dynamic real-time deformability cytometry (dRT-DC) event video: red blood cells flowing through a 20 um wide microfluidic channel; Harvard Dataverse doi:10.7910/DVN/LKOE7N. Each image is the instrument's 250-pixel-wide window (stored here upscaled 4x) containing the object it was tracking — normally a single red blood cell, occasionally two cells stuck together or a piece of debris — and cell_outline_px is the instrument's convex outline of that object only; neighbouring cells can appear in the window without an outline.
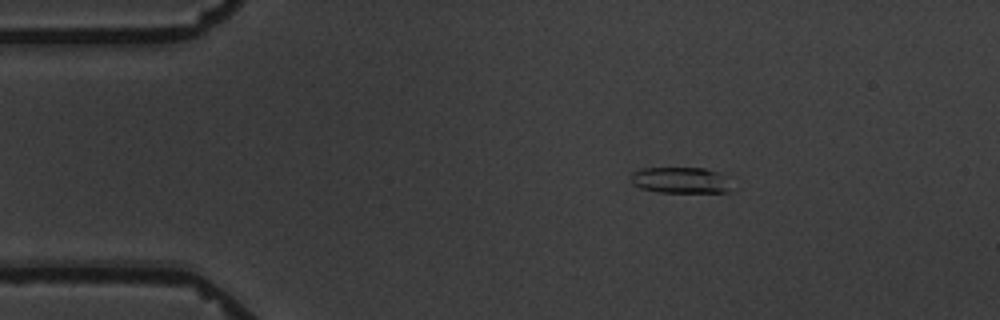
{"species": "common noctule bat (a hibernating species)", "species_latin": "Nyctalus noctula", "temperature_condition": "warm", "stored_images_in_passage": 3, "camera_frame_rate_fps": 3000, "um_per_image_px": 0.085, "animal": {"sex": "male", "body_mass_g": 19.5, "forearm_length_mm": 54.6}, "frame": {"image": 1, "passage_image": 1, "time_ms": 0.0, "image_size_px": [1000, 320], "cell_outline_px": [[728, 192], [660, 192], [640, 188], [632, 184], [632, 172], [644, 168], [704, 168], [716, 172], [724, 176], [728, 180]], "centroid_in_image_um": [57.8, 15.31], "position_along_channel_um": 27.2, "area_um2": 15.03}}